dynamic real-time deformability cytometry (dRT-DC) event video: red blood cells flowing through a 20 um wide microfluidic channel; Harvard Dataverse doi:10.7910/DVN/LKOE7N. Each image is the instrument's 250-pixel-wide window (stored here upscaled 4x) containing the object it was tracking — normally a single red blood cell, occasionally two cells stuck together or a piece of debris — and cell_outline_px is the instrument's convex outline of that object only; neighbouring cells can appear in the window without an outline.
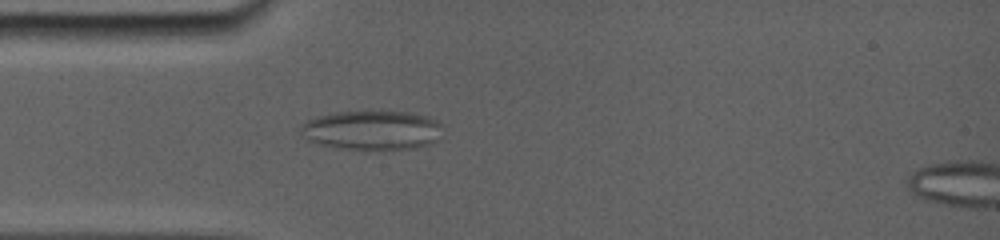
{"species": "common noctule bat (a hibernating species)", "species_latin": "Nyctalus noctula", "temperature_condition": "room temperature", "stored_images_in_passage": 22, "camera_frame_rate_fps": 5000, "um_per_image_px": 0.085, "animal": {"sex": "female", "body_mass_g": 19.0, "forearm_length_mm": 56.7}, "frame": {"image": 1, "passage_image": 14, "time_ms": 4.8, "image_size_px": [1000, 240], "cell_outline_px": [[440, 124], [420, 144], [396, 148], [352, 148], [332, 144], [316, 140], [304, 124], [308, 120], [320, 116], [340, 112], [404, 112], [424, 116], [436, 120]], "centroid_in_image_um": [31.6, 10.99], "position_along_channel_um": 53.4, "area_um2": 28.44}}
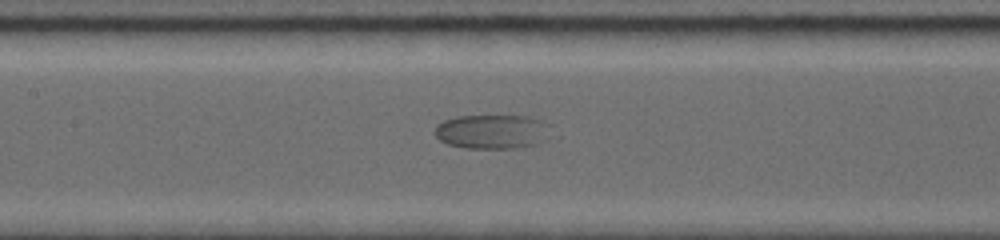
{"frame": {"image": 2, "passage_image": 20, "time_ms": 8.0, "image_size_px": [1000, 240], "cell_outline_px": [[536, 120], [528, 144], [508, 148], [468, 148], [448, 144], [440, 140], [436, 136], [436, 128], [444, 120], [460, 116], [524, 116]], "centroid_in_image_um": [41.34, 11.17], "position_along_channel_um": 166.1, "area_um2": 20.11}}
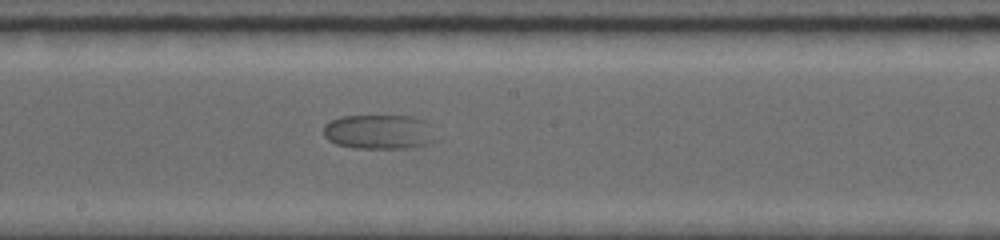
{"frame": {"image": 3, "passage_image": 22, "time_ms": 9.4, "image_size_px": [1000, 240], "cell_outline_px": [[424, 144], [404, 148], [356, 148], [336, 144], [328, 140], [324, 136], [324, 124], [340, 116], [412, 116], [424, 120]], "centroid_in_image_um": [31.94, 11.19], "position_along_channel_um": 216.3, "area_um2": 21.27}}